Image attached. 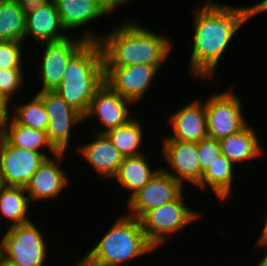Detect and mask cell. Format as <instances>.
I'll return each instance as SVG.
<instances>
[{
	"mask_svg": "<svg viewBox=\"0 0 267 266\" xmlns=\"http://www.w3.org/2000/svg\"><path fill=\"white\" fill-rule=\"evenodd\" d=\"M264 226L261 231V235L258 237L256 244L257 245H267V215L265 216L264 219Z\"/></svg>",
	"mask_w": 267,
	"mask_h": 266,
	"instance_id": "cell-34",
	"label": "cell"
},
{
	"mask_svg": "<svg viewBox=\"0 0 267 266\" xmlns=\"http://www.w3.org/2000/svg\"><path fill=\"white\" fill-rule=\"evenodd\" d=\"M256 132L250 124H247L240 131L220 139L221 154L235 166L237 163L241 166L243 162L261 157L264 150Z\"/></svg>",
	"mask_w": 267,
	"mask_h": 266,
	"instance_id": "cell-20",
	"label": "cell"
},
{
	"mask_svg": "<svg viewBox=\"0 0 267 266\" xmlns=\"http://www.w3.org/2000/svg\"><path fill=\"white\" fill-rule=\"evenodd\" d=\"M112 11L121 4L117 0H102Z\"/></svg>",
	"mask_w": 267,
	"mask_h": 266,
	"instance_id": "cell-37",
	"label": "cell"
},
{
	"mask_svg": "<svg viewBox=\"0 0 267 266\" xmlns=\"http://www.w3.org/2000/svg\"><path fill=\"white\" fill-rule=\"evenodd\" d=\"M185 188L161 167L140 190L127 200L129 216L140 219L147 211L177 199Z\"/></svg>",
	"mask_w": 267,
	"mask_h": 266,
	"instance_id": "cell-10",
	"label": "cell"
},
{
	"mask_svg": "<svg viewBox=\"0 0 267 266\" xmlns=\"http://www.w3.org/2000/svg\"><path fill=\"white\" fill-rule=\"evenodd\" d=\"M12 99H10L7 95L0 92V126L3 128L11 119L12 113L9 106Z\"/></svg>",
	"mask_w": 267,
	"mask_h": 266,
	"instance_id": "cell-31",
	"label": "cell"
},
{
	"mask_svg": "<svg viewBox=\"0 0 267 266\" xmlns=\"http://www.w3.org/2000/svg\"><path fill=\"white\" fill-rule=\"evenodd\" d=\"M46 158L44 153L11 145L3 136L0 140V172L7 186L25 187Z\"/></svg>",
	"mask_w": 267,
	"mask_h": 266,
	"instance_id": "cell-12",
	"label": "cell"
},
{
	"mask_svg": "<svg viewBox=\"0 0 267 266\" xmlns=\"http://www.w3.org/2000/svg\"><path fill=\"white\" fill-rule=\"evenodd\" d=\"M42 100L48 114L47 136L50 143L58 152H68L71 143L73 127H77L84 116L68 105L55 91L36 93Z\"/></svg>",
	"mask_w": 267,
	"mask_h": 266,
	"instance_id": "cell-9",
	"label": "cell"
},
{
	"mask_svg": "<svg viewBox=\"0 0 267 266\" xmlns=\"http://www.w3.org/2000/svg\"><path fill=\"white\" fill-rule=\"evenodd\" d=\"M257 246L260 248H265V252L258 265L256 266H267V245H256V248Z\"/></svg>",
	"mask_w": 267,
	"mask_h": 266,
	"instance_id": "cell-36",
	"label": "cell"
},
{
	"mask_svg": "<svg viewBox=\"0 0 267 266\" xmlns=\"http://www.w3.org/2000/svg\"><path fill=\"white\" fill-rule=\"evenodd\" d=\"M75 266H107V265H102L97 262H94L93 260L89 259L86 255L83 256L78 262L73 264Z\"/></svg>",
	"mask_w": 267,
	"mask_h": 266,
	"instance_id": "cell-35",
	"label": "cell"
},
{
	"mask_svg": "<svg viewBox=\"0 0 267 266\" xmlns=\"http://www.w3.org/2000/svg\"><path fill=\"white\" fill-rule=\"evenodd\" d=\"M241 103V96L232 90L216 92L204 101L208 137L220 140L240 131L248 124Z\"/></svg>",
	"mask_w": 267,
	"mask_h": 266,
	"instance_id": "cell-8",
	"label": "cell"
},
{
	"mask_svg": "<svg viewBox=\"0 0 267 266\" xmlns=\"http://www.w3.org/2000/svg\"><path fill=\"white\" fill-rule=\"evenodd\" d=\"M23 69H0V92L7 95L10 99L18 93L19 89L25 84Z\"/></svg>",
	"mask_w": 267,
	"mask_h": 266,
	"instance_id": "cell-29",
	"label": "cell"
},
{
	"mask_svg": "<svg viewBox=\"0 0 267 266\" xmlns=\"http://www.w3.org/2000/svg\"><path fill=\"white\" fill-rule=\"evenodd\" d=\"M3 128L0 126V140L2 138Z\"/></svg>",
	"mask_w": 267,
	"mask_h": 266,
	"instance_id": "cell-41",
	"label": "cell"
},
{
	"mask_svg": "<svg viewBox=\"0 0 267 266\" xmlns=\"http://www.w3.org/2000/svg\"><path fill=\"white\" fill-rule=\"evenodd\" d=\"M183 194L173 201L147 211L140 218L146 237L157 249H161L168 239L201 217L200 212L185 203Z\"/></svg>",
	"mask_w": 267,
	"mask_h": 266,
	"instance_id": "cell-5",
	"label": "cell"
},
{
	"mask_svg": "<svg viewBox=\"0 0 267 266\" xmlns=\"http://www.w3.org/2000/svg\"><path fill=\"white\" fill-rule=\"evenodd\" d=\"M26 10L16 0H0V42H25Z\"/></svg>",
	"mask_w": 267,
	"mask_h": 266,
	"instance_id": "cell-25",
	"label": "cell"
},
{
	"mask_svg": "<svg viewBox=\"0 0 267 266\" xmlns=\"http://www.w3.org/2000/svg\"><path fill=\"white\" fill-rule=\"evenodd\" d=\"M94 137L93 141L77 146V151L99 177L113 179L124 157L105 133H95Z\"/></svg>",
	"mask_w": 267,
	"mask_h": 266,
	"instance_id": "cell-18",
	"label": "cell"
},
{
	"mask_svg": "<svg viewBox=\"0 0 267 266\" xmlns=\"http://www.w3.org/2000/svg\"><path fill=\"white\" fill-rule=\"evenodd\" d=\"M64 28L69 31L83 28L97 18L113 12L102 0H53Z\"/></svg>",
	"mask_w": 267,
	"mask_h": 266,
	"instance_id": "cell-19",
	"label": "cell"
},
{
	"mask_svg": "<svg viewBox=\"0 0 267 266\" xmlns=\"http://www.w3.org/2000/svg\"><path fill=\"white\" fill-rule=\"evenodd\" d=\"M104 84L105 68L100 44L88 41L70 59L55 92L84 116L94 95Z\"/></svg>",
	"mask_w": 267,
	"mask_h": 266,
	"instance_id": "cell-3",
	"label": "cell"
},
{
	"mask_svg": "<svg viewBox=\"0 0 267 266\" xmlns=\"http://www.w3.org/2000/svg\"><path fill=\"white\" fill-rule=\"evenodd\" d=\"M83 33L80 37L70 34V36L62 41L43 43V59L40 67V76L42 84L40 90L43 91H55L60 85L62 77L64 75L66 66L70 59L88 42L99 41L100 36L92 33L89 29Z\"/></svg>",
	"mask_w": 267,
	"mask_h": 266,
	"instance_id": "cell-7",
	"label": "cell"
},
{
	"mask_svg": "<svg viewBox=\"0 0 267 266\" xmlns=\"http://www.w3.org/2000/svg\"><path fill=\"white\" fill-rule=\"evenodd\" d=\"M236 166L221 154L212 164L206 169L200 179L197 188H211L215 196L222 200V202L228 200L231 197V190L234 189L232 184L234 183L235 168ZM229 196V197H228ZM224 200V201H223Z\"/></svg>",
	"mask_w": 267,
	"mask_h": 266,
	"instance_id": "cell-23",
	"label": "cell"
},
{
	"mask_svg": "<svg viewBox=\"0 0 267 266\" xmlns=\"http://www.w3.org/2000/svg\"><path fill=\"white\" fill-rule=\"evenodd\" d=\"M161 67L144 64L104 67L105 83L134 105L147 95L146 92L152 86Z\"/></svg>",
	"mask_w": 267,
	"mask_h": 266,
	"instance_id": "cell-11",
	"label": "cell"
},
{
	"mask_svg": "<svg viewBox=\"0 0 267 266\" xmlns=\"http://www.w3.org/2000/svg\"><path fill=\"white\" fill-rule=\"evenodd\" d=\"M140 120L133 117L126 124L108 130L105 134L123 157L143 154L141 145L145 131Z\"/></svg>",
	"mask_w": 267,
	"mask_h": 266,
	"instance_id": "cell-26",
	"label": "cell"
},
{
	"mask_svg": "<svg viewBox=\"0 0 267 266\" xmlns=\"http://www.w3.org/2000/svg\"><path fill=\"white\" fill-rule=\"evenodd\" d=\"M13 109L15 111H12L14 113L12 119L16 123L41 131H47L49 117L41 98L37 94L29 102L24 103L22 101V104H16Z\"/></svg>",
	"mask_w": 267,
	"mask_h": 266,
	"instance_id": "cell-27",
	"label": "cell"
},
{
	"mask_svg": "<svg viewBox=\"0 0 267 266\" xmlns=\"http://www.w3.org/2000/svg\"><path fill=\"white\" fill-rule=\"evenodd\" d=\"M32 221L8 228L1 237L2 258L15 266H44L47 260L46 237Z\"/></svg>",
	"mask_w": 267,
	"mask_h": 266,
	"instance_id": "cell-6",
	"label": "cell"
},
{
	"mask_svg": "<svg viewBox=\"0 0 267 266\" xmlns=\"http://www.w3.org/2000/svg\"><path fill=\"white\" fill-rule=\"evenodd\" d=\"M53 0L26 11V37L39 44L62 41L69 36Z\"/></svg>",
	"mask_w": 267,
	"mask_h": 266,
	"instance_id": "cell-17",
	"label": "cell"
},
{
	"mask_svg": "<svg viewBox=\"0 0 267 266\" xmlns=\"http://www.w3.org/2000/svg\"><path fill=\"white\" fill-rule=\"evenodd\" d=\"M29 203L25 187L6 186L0 194V221L10 222L8 228L30 222Z\"/></svg>",
	"mask_w": 267,
	"mask_h": 266,
	"instance_id": "cell-24",
	"label": "cell"
},
{
	"mask_svg": "<svg viewBox=\"0 0 267 266\" xmlns=\"http://www.w3.org/2000/svg\"><path fill=\"white\" fill-rule=\"evenodd\" d=\"M2 136L15 147L44 153L47 158L58 153L50 143L45 131L23 126L13 119L3 127ZM46 149H48L49 154L51 153V156L46 152Z\"/></svg>",
	"mask_w": 267,
	"mask_h": 266,
	"instance_id": "cell-22",
	"label": "cell"
},
{
	"mask_svg": "<svg viewBox=\"0 0 267 266\" xmlns=\"http://www.w3.org/2000/svg\"><path fill=\"white\" fill-rule=\"evenodd\" d=\"M252 6V17L267 11V0H262Z\"/></svg>",
	"mask_w": 267,
	"mask_h": 266,
	"instance_id": "cell-33",
	"label": "cell"
},
{
	"mask_svg": "<svg viewBox=\"0 0 267 266\" xmlns=\"http://www.w3.org/2000/svg\"><path fill=\"white\" fill-rule=\"evenodd\" d=\"M66 154L58 152L53 157L46 158L32 175L29 183L25 186L32 203L51 198L57 199L61 192L65 188L67 189L70 181L66 171L60 165Z\"/></svg>",
	"mask_w": 267,
	"mask_h": 266,
	"instance_id": "cell-15",
	"label": "cell"
},
{
	"mask_svg": "<svg viewBox=\"0 0 267 266\" xmlns=\"http://www.w3.org/2000/svg\"><path fill=\"white\" fill-rule=\"evenodd\" d=\"M0 266H15L10 262H7L5 259H3L2 257L0 258Z\"/></svg>",
	"mask_w": 267,
	"mask_h": 266,
	"instance_id": "cell-39",
	"label": "cell"
},
{
	"mask_svg": "<svg viewBox=\"0 0 267 266\" xmlns=\"http://www.w3.org/2000/svg\"><path fill=\"white\" fill-rule=\"evenodd\" d=\"M162 141V158L166 160L171 170L161 168L183 186L185 182L197 186L202 176L197 143L179 140Z\"/></svg>",
	"mask_w": 267,
	"mask_h": 266,
	"instance_id": "cell-14",
	"label": "cell"
},
{
	"mask_svg": "<svg viewBox=\"0 0 267 266\" xmlns=\"http://www.w3.org/2000/svg\"><path fill=\"white\" fill-rule=\"evenodd\" d=\"M117 217L111 228L86 252L89 259L107 266H127L135 258L157 250L146 237L140 219L126 213Z\"/></svg>",
	"mask_w": 267,
	"mask_h": 266,
	"instance_id": "cell-4",
	"label": "cell"
},
{
	"mask_svg": "<svg viewBox=\"0 0 267 266\" xmlns=\"http://www.w3.org/2000/svg\"><path fill=\"white\" fill-rule=\"evenodd\" d=\"M123 22L122 25L112 28V31L106 32L98 41L103 53L104 67L165 64L173 51L169 37L155 33L137 21Z\"/></svg>",
	"mask_w": 267,
	"mask_h": 266,
	"instance_id": "cell-2",
	"label": "cell"
},
{
	"mask_svg": "<svg viewBox=\"0 0 267 266\" xmlns=\"http://www.w3.org/2000/svg\"><path fill=\"white\" fill-rule=\"evenodd\" d=\"M204 3V5H203ZM196 6L189 71L197 79H213L218 63L240 27L252 18V6L203 1Z\"/></svg>",
	"mask_w": 267,
	"mask_h": 266,
	"instance_id": "cell-1",
	"label": "cell"
},
{
	"mask_svg": "<svg viewBox=\"0 0 267 266\" xmlns=\"http://www.w3.org/2000/svg\"><path fill=\"white\" fill-rule=\"evenodd\" d=\"M2 257V251H1V238H0V258Z\"/></svg>",
	"mask_w": 267,
	"mask_h": 266,
	"instance_id": "cell-42",
	"label": "cell"
},
{
	"mask_svg": "<svg viewBox=\"0 0 267 266\" xmlns=\"http://www.w3.org/2000/svg\"><path fill=\"white\" fill-rule=\"evenodd\" d=\"M169 117L168 124L173 134L165 136L164 140L198 143L208 137L205 104L198 98L180 107Z\"/></svg>",
	"mask_w": 267,
	"mask_h": 266,
	"instance_id": "cell-16",
	"label": "cell"
},
{
	"mask_svg": "<svg viewBox=\"0 0 267 266\" xmlns=\"http://www.w3.org/2000/svg\"><path fill=\"white\" fill-rule=\"evenodd\" d=\"M202 174L221 155L219 140L211 137L203 138L197 143Z\"/></svg>",
	"mask_w": 267,
	"mask_h": 266,
	"instance_id": "cell-30",
	"label": "cell"
},
{
	"mask_svg": "<svg viewBox=\"0 0 267 266\" xmlns=\"http://www.w3.org/2000/svg\"><path fill=\"white\" fill-rule=\"evenodd\" d=\"M20 41H1L0 42V69H22L24 54Z\"/></svg>",
	"mask_w": 267,
	"mask_h": 266,
	"instance_id": "cell-28",
	"label": "cell"
},
{
	"mask_svg": "<svg viewBox=\"0 0 267 266\" xmlns=\"http://www.w3.org/2000/svg\"><path fill=\"white\" fill-rule=\"evenodd\" d=\"M132 104L130 100L113 91L105 83L94 95L84 115V121L96 118L101 123V126L96 129L97 133H106L110 129L126 124L134 117L130 109Z\"/></svg>",
	"mask_w": 267,
	"mask_h": 266,
	"instance_id": "cell-13",
	"label": "cell"
},
{
	"mask_svg": "<svg viewBox=\"0 0 267 266\" xmlns=\"http://www.w3.org/2000/svg\"><path fill=\"white\" fill-rule=\"evenodd\" d=\"M26 11L50 0H16Z\"/></svg>",
	"mask_w": 267,
	"mask_h": 266,
	"instance_id": "cell-32",
	"label": "cell"
},
{
	"mask_svg": "<svg viewBox=\"0 0 267 266\" xmlns=\"http://www.w3.org/2000/svg\"><path fill=\"white\" fill-rule=\"evenodd\" d=\"M145 153L138 156L124 157L117 174L113 177L121 188L130 191L128 199L140 190L160 168L152 169Z\"/></svg>",
	"mask_w": 267,
	"mask_h": 266,
	"instance_id": "cell-21",
	"label": "cell"
},
{
	"mask_svg": "<svg viewBox=\"0 0 267 266\" xmlns=\"http://www.w3.org/2000/svg\"><path fill=\"white\" fill-rule=\"evenodd\" d=\"M7 185H6V183H5V181H4V178H3V176H2V174H1V172H0V194H1V192L3 191V189L6 187Z\"/></svg>",
	"mask_w": 267,
	"mask_h": 266,
	"instance_id": "cell-38",
	"label": "cell"
},
{
	"mask_svg": "<svg viewBox=\"0 0 267 266\" xmlns=\"http://www.w3.org/2000/svg\"><path fill=\"white\" fill-rule=\"evenodd\" d=\"M121 5L125 2V3H129V1H131V0H117Z\"/></svg>",
	"mask_w": 267,
	"mask_h": 266,
	"instance_id": "cell-40",
	"label": "cell"
}]
</instances>
